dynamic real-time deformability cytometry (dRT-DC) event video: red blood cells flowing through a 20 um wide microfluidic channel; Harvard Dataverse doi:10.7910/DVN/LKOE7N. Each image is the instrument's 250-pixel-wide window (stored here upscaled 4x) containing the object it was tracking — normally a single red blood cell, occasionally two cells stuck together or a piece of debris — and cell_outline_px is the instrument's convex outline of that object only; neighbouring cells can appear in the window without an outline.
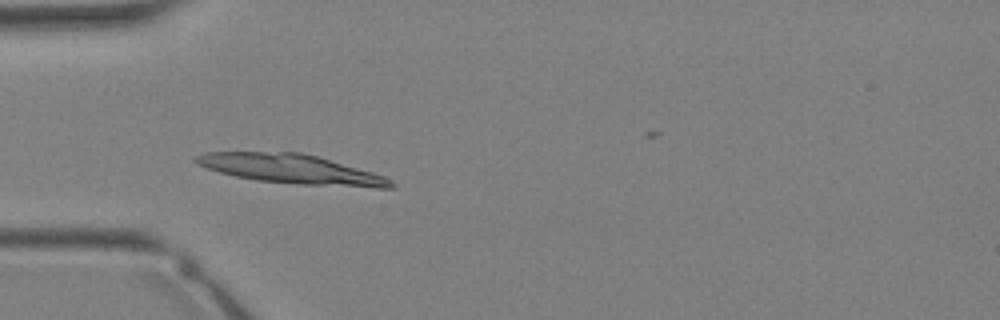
{"species": "Egyptian fruit bat (a non-hibernating species)", "species_latin": "Rousettus aegyptiacus", "temperature_condition": "warm", "stored_images_in_passage": 35, "camera_frame_rate_fps": 3000, "um_per_image_px": 0.085, "animal": {"sex": "female"}, "frame": {"image": 1, "passage_image": 10, "time_ms": 3.0, "image_size_px": [1000, 320], "cell_outline_px": [[396, 188], [376, 188], [300, 184], [256, 180], [236, 176], [220, 172], [196, 164], [192, 160], [196, 156], [204, 152], [300, 152], [316, 156], [372, 172], [384, 176], [392, 180], [396, 184]], "centroid_in_image_um": [24.78, 14.38], "position_along_channel_um": 60.2, "area_um2": 33.12}}
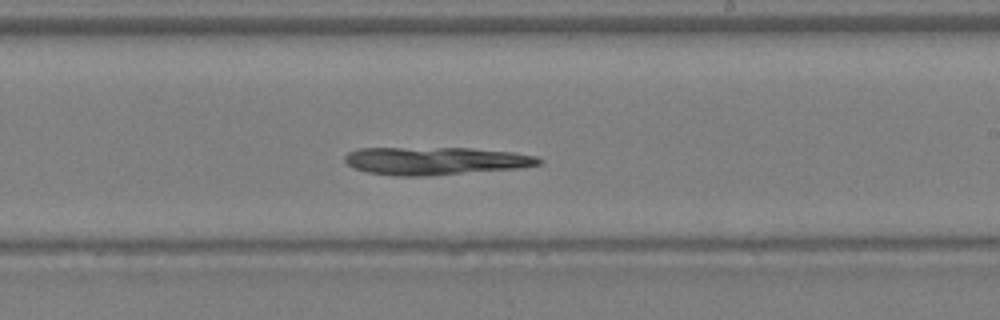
{"frame": {"image": 2, "passage_image": 20, "time_ms": 6.333, "image_size_px": [1000, 320], "cell_outline_px": [[544, 160], [540, 164], [520, 168], [428, 176], [392, 176], [368, 172], [352, 168], [344, 160], [344, 156], [348, 152], [360, 148], [472, 148], [512, 152], [536, 156]], "centroid_in_image_um": [37.0, 13.68], "position_along_channel_um": 252.0, "area_um2": 31.67}}
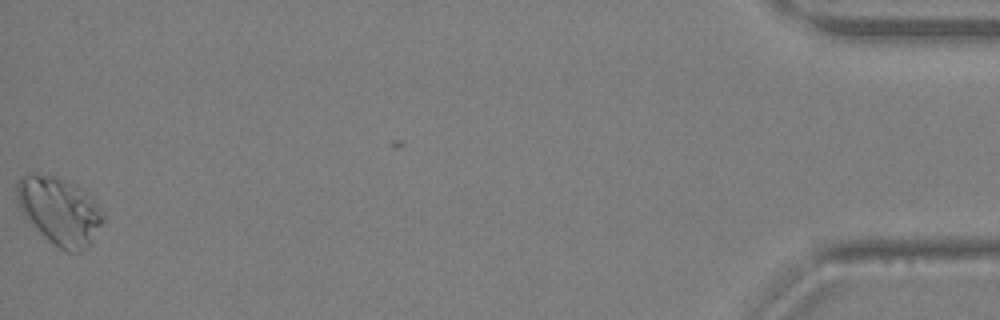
{"frame": {"image": 3, "passage_image": 34, "time_ms": 11.0, "image_size_px": [1000, 320], "cell_outline_px": [[104, 220], [88, 248], [84, 252], [68, 252], [60, 248], [48, 240], [20, 212], [16, 200], [16, 184], [20, 176], [24, 172], [36, 172], [68, 180], [84, 188], [92, 196], [104, 212]], "centroid_in_image_um": [5.05, 17.88], "position_along_channel_um": 430.1, "area_um2": 34.8}}